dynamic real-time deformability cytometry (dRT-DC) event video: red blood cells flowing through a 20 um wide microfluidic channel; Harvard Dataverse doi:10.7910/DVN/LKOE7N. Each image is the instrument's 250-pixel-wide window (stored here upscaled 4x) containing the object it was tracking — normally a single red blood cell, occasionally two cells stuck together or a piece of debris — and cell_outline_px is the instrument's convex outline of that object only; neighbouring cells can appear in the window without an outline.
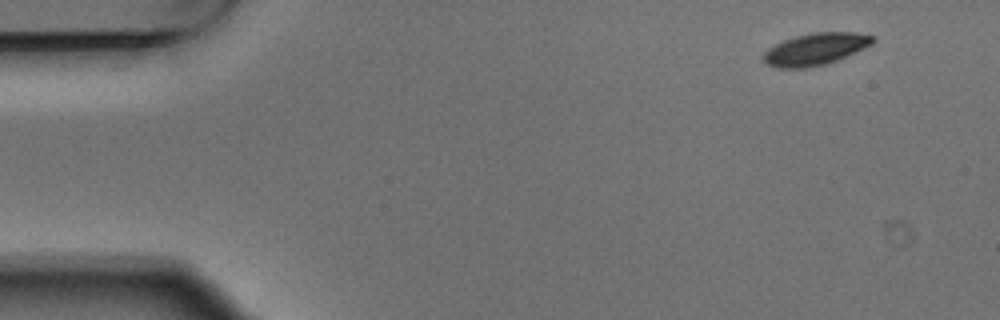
{"species": "Egyptian fruit bat (a non-hibernating species)", "species_latin": "Rousettus aegyptiacus", "temperature_condition": "warm", "stored_images_in_passage": 5, "camera_frame_rate_fps": 3000, "um_per_image_px": 0.085, "animal": {"sex": "male"}, "frame": {"image": 1, "passage_image": 1, "time_ms": 0.0, "image_size_px": [1000, 320], "cell_outline_px": [[876, 40], [872, 44], [864, 48], [836, 60], [824, 64], [804, 68], [776, 68], [768, 64], [764, 60], [764, 52], [768, 48], [784, 40], [796, 36], [812, 32], [856, 32], [876, 36]], "centroid_in_image_um": [69.34, 4.16], "position_along_channel_um": 15.7, "area_um2": 20.23}}
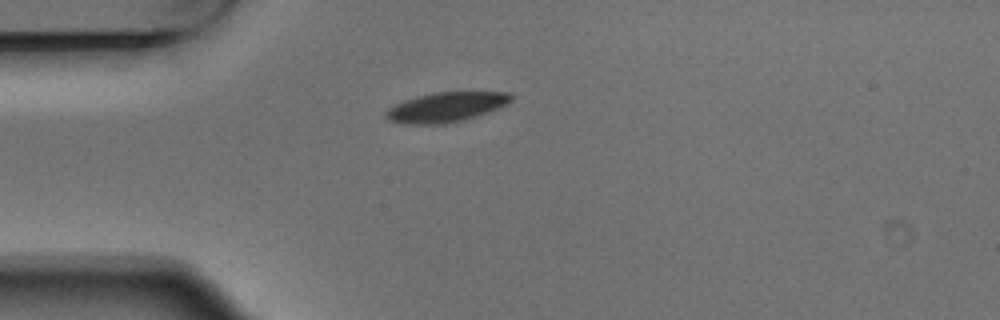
{"frame": {"image": 2, "passage_image": 3, "time_ms": 0.667, "image_size_px": [1000, 320], "cell_outline_px": [[512, 100], [508, 104], [488, 112], [476, 116], [444, 124], [408, 124], [392, 120], [384, 116], [384, 112], [388, 108], [404, 100], [416, 96], [432, 92], [512, 92]], "centroid_in_image_um": [37.93, 9.09], "position_along_channel_um": 47.1, "area_um2": 21.62}}
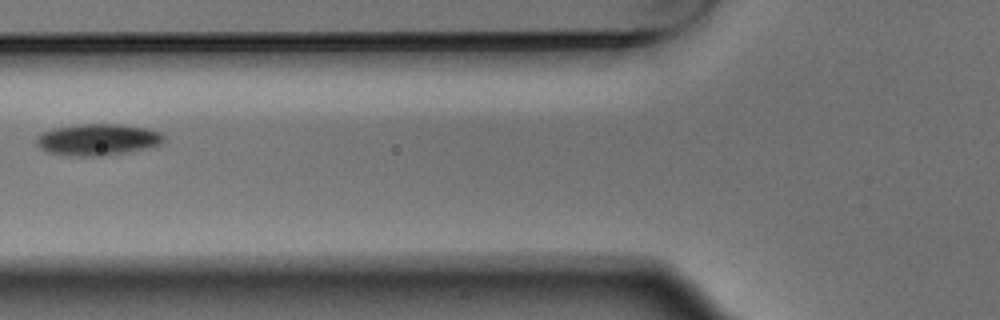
{"frame": {"image": 3, "passage_image": 5, "time_ms": 1.333, "image_size_px": [1000, 320], "cell_outline_px": [[164, 140], [160, 144], [148, 148], [100, 156], [76, 156], [48, 152], [40, 148], [36, 144], [36, 136], [52, 128], [76, 124], [120, 124], [148, 128], [160, 132], [164, 136]], "centroid_in_image_um": [8.29, 11.85], "position_along_channel_um": 117.5, "area_um2": 23.41}}